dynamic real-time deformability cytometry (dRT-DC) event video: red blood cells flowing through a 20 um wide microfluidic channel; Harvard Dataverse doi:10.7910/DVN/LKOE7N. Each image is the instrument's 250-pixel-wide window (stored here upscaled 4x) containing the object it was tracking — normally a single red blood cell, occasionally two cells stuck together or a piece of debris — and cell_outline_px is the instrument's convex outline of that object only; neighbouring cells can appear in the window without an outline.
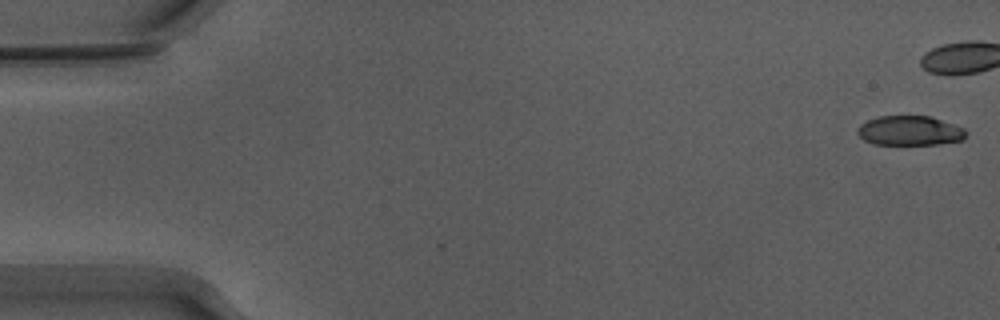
{"species": "Egyptian fruit bat (a non-hibernating species)", "species_latin": "Rousettus aegyptiacus", "temperature_condition": "warm", "stored_images_in_passage": 5, "camera_frame_rate_fps": 3000, "um_per_image_px": 0.085, "animal": {"sex": "male"}, "frame": {"image": 1, "passage_image": 1, "time_ms": 0.0, "image_size_px": [1000, 320], "cell_outline_px": [[968, 132], [964, 140], [936, 144], [872, 144], [864, 140], [856, 132], [856, 128], [860, 124], [868, 120], [880, 116], [932, 116], [964, 128]], "centroid_in_image_um": [77.34, 11.1], "position_along_channel_um": 7.7, "area_um2": 18.84}}